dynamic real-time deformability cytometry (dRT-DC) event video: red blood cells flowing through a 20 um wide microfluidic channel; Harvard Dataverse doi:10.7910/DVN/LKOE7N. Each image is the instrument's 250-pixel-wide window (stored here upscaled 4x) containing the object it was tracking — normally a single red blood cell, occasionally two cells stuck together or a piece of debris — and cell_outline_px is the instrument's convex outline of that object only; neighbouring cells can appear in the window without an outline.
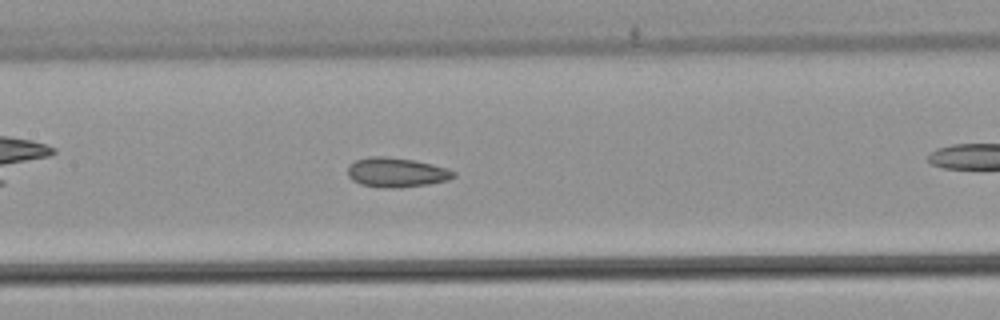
{"species": "common noctule bat (a hibernating species)", "species_latin": "Nyctalus noctula", "temperature_condition": "warm", "stored_images_in_passage": 31, "camera_frame_rate_fps": 3000, "um_per_image_px": 0.085, "animal": {"sex": "male", "body_mass_g": 21.5, "forearm_length_mm": 52.0}, "frame": {"image": 1, "passage_image": 14, "time_ms": 4.333, "image_size_px": [1000, 320], "cell_outline_px": [[456, 176], [448, 180], [428, 184], [396, 188], [380, 188], [360, 184], [352, 180], [348, 176], [348, 164], [356, 160], [372, 156], [388, 156], [412, 160], [432, 164], [448, 168], [456, 172]], "centroid_in_image_um": [33.69, 14.66], "position_along_channel_um": 173.7, "area_um2": 18.38}}